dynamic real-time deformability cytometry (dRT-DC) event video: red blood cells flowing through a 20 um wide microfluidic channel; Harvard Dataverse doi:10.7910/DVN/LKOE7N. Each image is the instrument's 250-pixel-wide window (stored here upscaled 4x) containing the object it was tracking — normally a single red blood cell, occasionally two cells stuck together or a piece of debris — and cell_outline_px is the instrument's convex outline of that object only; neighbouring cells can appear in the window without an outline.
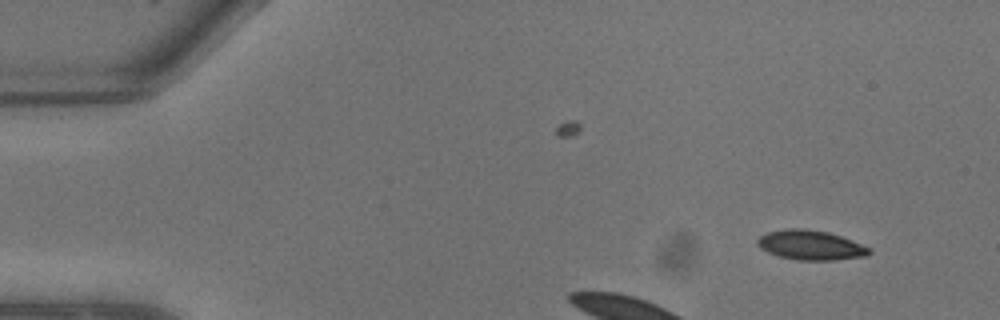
{"species": "common noctule bat (a hibernating species)", "species_latin": "Nyctalus noctula", "temperature_condition": "warm", "stored_images_in_passage": 6, "camera_frame_rate_fps": 3000, "um_per_image_px": 0.085, "animal": {"sex": "male", "body_mass_g": 13.3}, "frame": {"image": 1, "passage_image": 1, "time_ms": 0.0, "image_size_px": [1000, 320], "cell_outline_px": [[872, 252], [868, 256], [836, 260], [796, 260], [776, 256], [760, 248], [756, 244], [756, 240], [760, 236], [768, 232], [784, 228], [804, 228], [828, 232], [852, 240], [872, 248]], "centroid_in_image_um": [68.91, 20.84], "position_along_channel_um": 16.1, "area_um2": 19.65}}
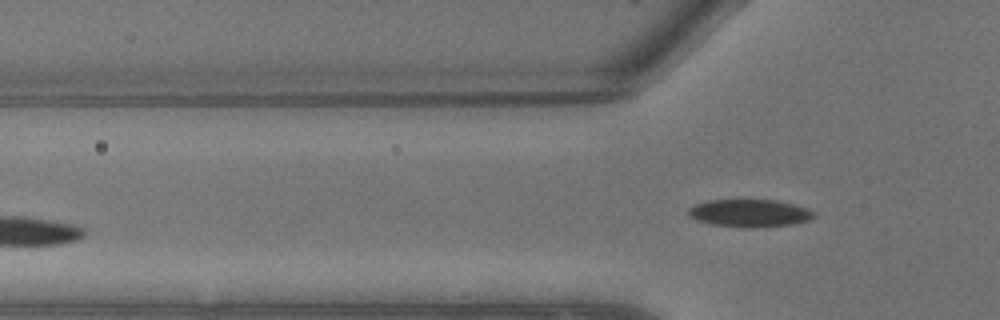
{"frame": {"image": 2, "passage_image": 6, "time_ms": 1.667, "image_size_px": [1000, 320], "cell_outline_px": [[816, 216], [808, 220], [792, 224], [752, 228], [748, 228], [712, 224], [696, 220], [688, 216], [684, 212], [688, 208], [696, 204], [708, 200], [732, 196], [776, 200], [808, 208], [816, 212]], "centroid_in_image_um": [63.65, 18.06], "position_along_channel_um": 62.2, "area_um2": 21.33}}